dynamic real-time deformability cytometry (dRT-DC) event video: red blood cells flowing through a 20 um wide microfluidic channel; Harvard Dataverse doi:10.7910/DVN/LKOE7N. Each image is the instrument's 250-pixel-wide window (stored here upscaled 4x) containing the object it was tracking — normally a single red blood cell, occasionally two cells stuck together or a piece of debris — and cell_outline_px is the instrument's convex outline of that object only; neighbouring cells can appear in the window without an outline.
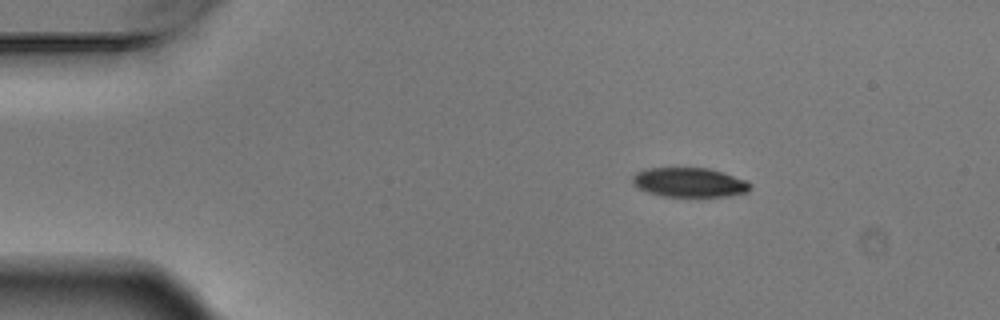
{"species": "Egyptian fruit bat (a non-hibernating species)", "species_latin": "Rousettus aegyptiacus", "temperature_condition": "warm", "stored_images_in_passage": 5, "camera_frame_rate_fps": 3000, "um_per_image_px": 0.085, "animal": {"sex": "male"}, "frame": {"image": 1, "passage_image": 2, "time_ms": 0.333, "image_size_px": [1000, 320], "cell_outline_px": [[752, 188], [748, 192], [728, 196], [664, 196], [648, 192], [632, 184], [632, 176], [636, 172], [644, 168], [708, 168], [744, 180], [752, 184]], "centroid_in_image_um": [58.57, 15.5], "position_along_channel_um": 26.4, "area_um2": 20.0}}
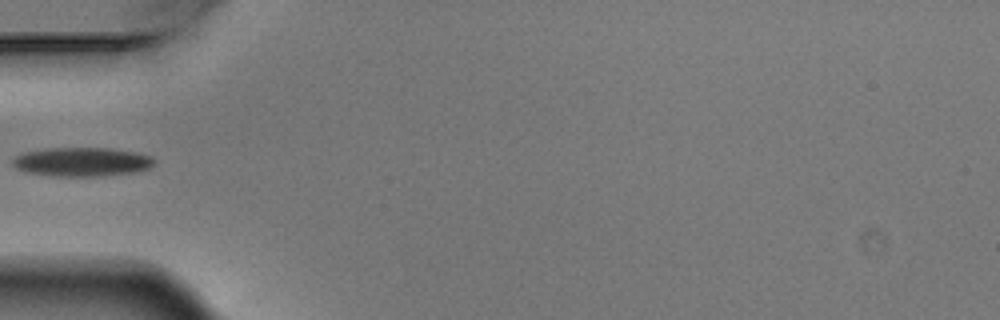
{"frame": {"image": 2, "passage_image": 5, "time_ms": 1.333, "image_size_px": [1000, 320], "cell_outline_px": [[156, 160], [148, 168], [132, 172], [100, 176], [56, 176], [28, 172], [16, 168], [12, 164], [12, 160], [16, 156], [24, 152], [44, 148], [112, 148], [136, 152], [152, 156]], "centroid_in_image_um": [6.95, 13.74], "position_along_channel_um": 78.0, "area_um2": 23.81}}